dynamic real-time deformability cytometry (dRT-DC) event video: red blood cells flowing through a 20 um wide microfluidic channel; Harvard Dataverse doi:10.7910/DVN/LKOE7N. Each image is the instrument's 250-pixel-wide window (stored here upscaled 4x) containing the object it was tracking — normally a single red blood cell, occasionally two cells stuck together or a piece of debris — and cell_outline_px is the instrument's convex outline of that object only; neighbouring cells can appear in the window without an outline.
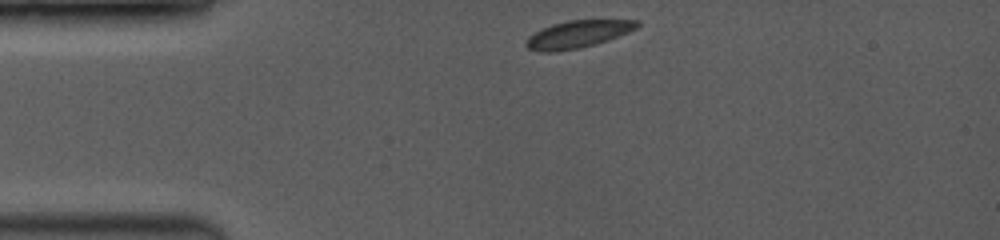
{"species": "common noctule bat (a hibernating species)", "species_latin": "Nyctalus noctula", "temperature_condition": "room temperature", "stored_images_in_passage": 23, "camera_frame_rate_fps": 3500, "um_per_image_px": 0.085, "animal": {"sex": "female", "body_mass_g": 19.0, "forearm_length_mm": 53.3}, "frame": {"image": 1, "passage_image": 1, "time_ms": 0.0, "image_size_px": [1000, 240], "cell_outline_px": [[640, 24], [636, 28], [628, 32], [592, 44], [576, 48], [552, 52], [544, 52], [528, 48], [524, 44], [528, 36], [552, 24], [568, 20], [636, 20]], "centroid_in_image_um": [49.07, 2.89], "position_along_channel_um": 35.9, "area_um2": 17.11}}
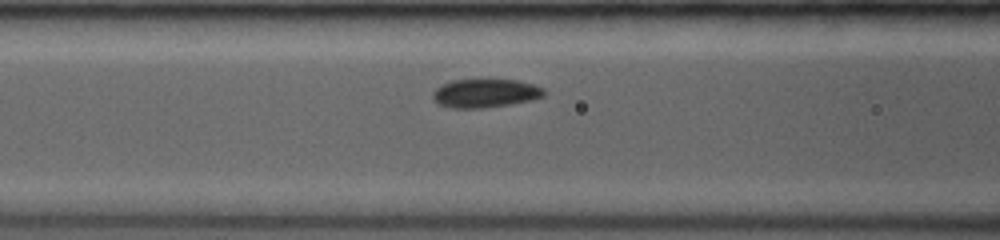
{"frame": {"image": 2, "passage_image": 15, "time_ms": 3.143, "image_size_px": [1000, 240], "cell_outline_px": [[544, 96], [532, 100], [508, 104], [480, 108], [452, 108], [436, 104], [432, 96], [432, 92], [440, 84], [452, 80], [516, 80], [532, 84], [544, 88]], "centroid_in_image_um": [41.19, 7.93], "position_along_channel_um": 125.4, "area_um2": 18.5}}
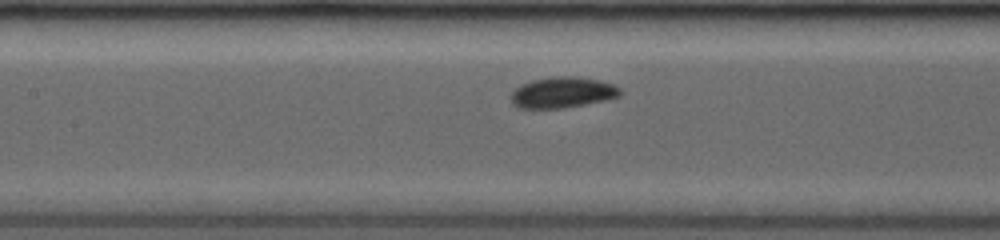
{"frame": {"image": 3, "passage_image": 19, "time_ms": 4.0, "image_size_px": [1000, 240], "cell_outline_px": [[620, 96], [604, 100], [564, 108], [516, 108], [512, 104], [512, 92], [520, 84], [532, 80], [556, 76], [576, 76], [600, 80], [612, 84], [620, 88]], "centroid_in_image_um": [47.79, 7.85], "position_along_channel_um": 159.6, "area_um2": 19.59}}